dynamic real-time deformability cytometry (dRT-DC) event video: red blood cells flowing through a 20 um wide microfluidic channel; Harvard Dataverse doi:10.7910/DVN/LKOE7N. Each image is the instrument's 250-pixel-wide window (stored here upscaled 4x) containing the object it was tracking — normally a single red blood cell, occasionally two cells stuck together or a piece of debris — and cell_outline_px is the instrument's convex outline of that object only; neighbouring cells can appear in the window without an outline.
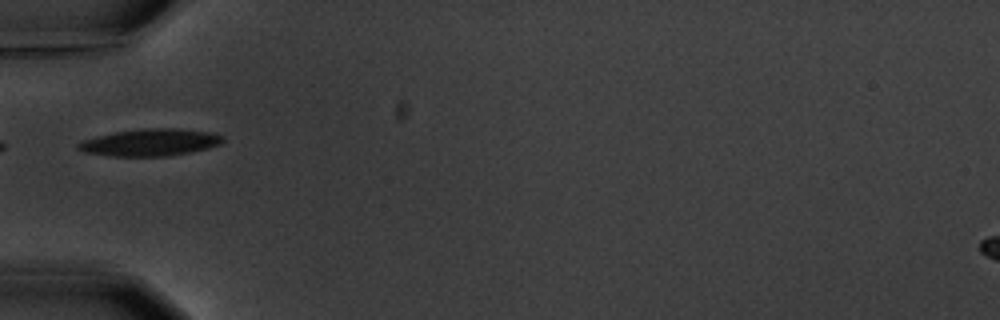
{"species": "common noctule bat (a hibernating species)", "species_latin": "Nyctalus noctula", "temperature_condition": "warm", "stored_images_in_passage": 2, "camera_frame_rate_fps": 3000, "um_per_image_px": 0.085, "animal": {"sex": "male", "body_mass_g": 20.1, "forearm_length_mm": 53.5}, "frame": {"image": 1, "passage_image": 2, "time_ms": 1.0, "image_size_px": [1000, 320], "cell_outline_px": [[224, 140], [220, 144], [208, 148], [168, 156], [112, 156], [84, 152], [76, 148], [76, 144], [80, 140], [96, 136], [116, 132], [144, 128], [180, 128], [212, 132], [224, 136]], "centroid_in_image_um": [12.76, 12.09], "position_along_channel_um": 72.2, "area_um2": 22.95}}